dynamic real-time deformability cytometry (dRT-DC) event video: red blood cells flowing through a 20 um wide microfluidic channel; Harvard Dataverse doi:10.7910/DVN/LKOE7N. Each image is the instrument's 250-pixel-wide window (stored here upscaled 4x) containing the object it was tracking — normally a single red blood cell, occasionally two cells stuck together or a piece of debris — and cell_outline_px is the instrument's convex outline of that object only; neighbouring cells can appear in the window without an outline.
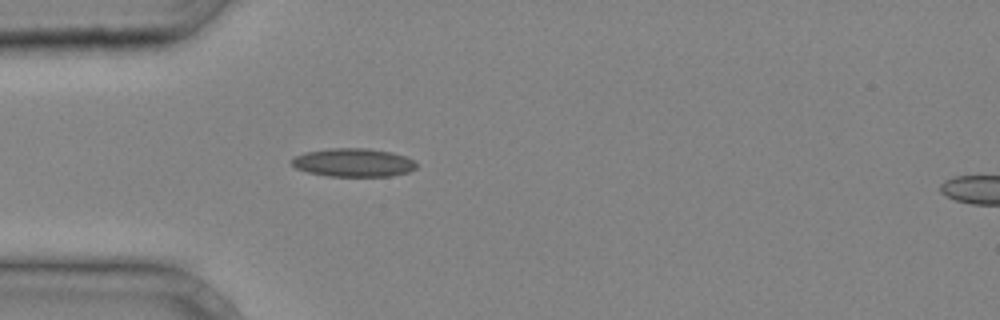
{"species": "common noctule bat (a hibernating species)", "species_latin": "Nyctalus noctula", "temperature_condition": "cold", "stored_images_in_passage": 31, "camera_frame_rate_fps": 3000, "um_per_image_px": 0.085, "animal": {"sex": "male", "body_mass_g": 20.4}, "frame": {"image": 1, "passage_image": 4, "time_ms": 1.0, "image_size_px": [1000, 320], "cell_outline_px": [[416, 168], [408, 172], [392, 176], [328, 176], [308, 172], [296, 168], [288, 160], [304, 152], [332, 148], [368, 148], [392, 152], [404, 156], [412, 160], [416, 164]], "centroid_in_image_um": [30.01, 13.81], "position_along_channel_um": 55.0, "area_um2": 20.63}}
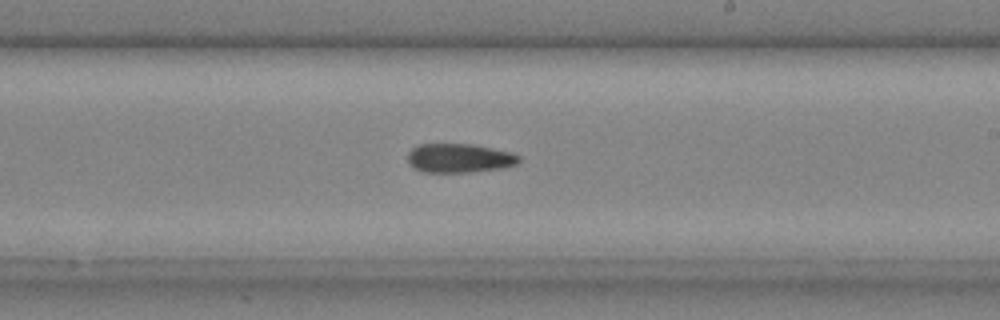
{"frame": {"image": 2, "passage_image": 16, "time_ms": 5.0, "image_size_px": [1000, 320], "cell_outline_px": [[520, 160], [516, 164], [500, 168], [468, 172], [424, 172], [412, 168], [408, 164], [408, 152], [412, 148], [420, 144], [472, 144], [512, 152], [520, 156]], "centroid_in_image_um": [39.01, 13.44], "position_along_channel_um": 250.0, "area_um2": 18.84}}
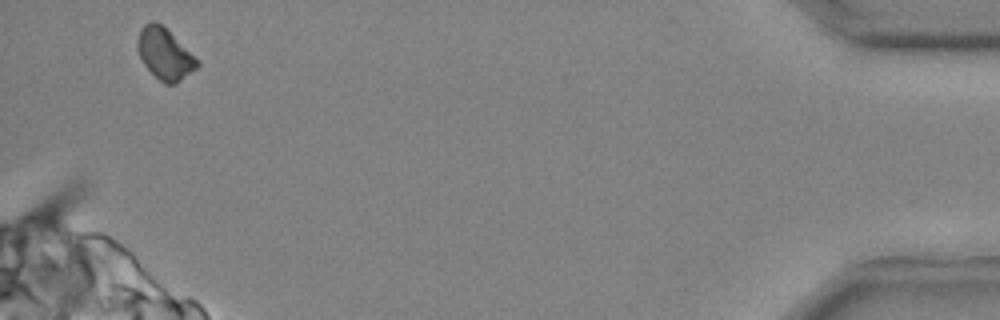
{"frame": {"image": 3, "passage_image": 30, "time_ms": 9.667, "image_size_px": [1000, 320], "cell_outline_px": [[200, 64], [196, 68], [176, 84], [164, 84], [144, 64], [136, 48], [136, 44], [140, 28], [144, 24], [152, 20], [160, 24], [200, 60]], "centroid_in_image_um": [14.0, 4.58], "position_along_channel_um": 421.2, "area_um2": 17.63}}